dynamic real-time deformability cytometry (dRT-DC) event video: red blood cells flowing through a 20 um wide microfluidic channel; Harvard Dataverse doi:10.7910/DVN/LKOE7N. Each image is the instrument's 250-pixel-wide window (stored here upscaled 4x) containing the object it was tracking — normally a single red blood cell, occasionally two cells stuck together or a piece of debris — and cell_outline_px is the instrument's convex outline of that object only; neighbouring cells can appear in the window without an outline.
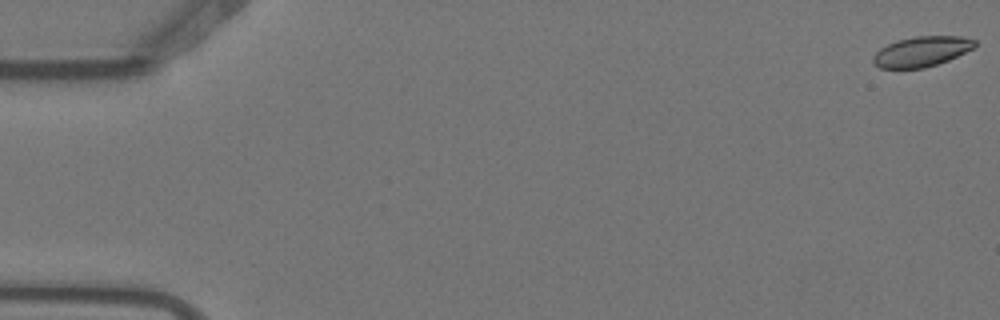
{"species": "Egyptian fruit bat (a non-hibernating species)", "species_latin": "Rousettus aegyptiacus", "temperature_condition": "warm", "stored_images_in_passage": 7, "camera_frame_rate_fps": 3000, "um_per_image_px": 0.085, "animal": {"sex": "female"}, "frame": {"image": 1, "passage_image": 1, "time_ms": 0.0, "image_size_px": [1000, 320], "cell_outline_px": [[976, 48], [948, 60], [924, 68], [880, 68], [872, 60], [872, 56], [880, 48], [896, 40], [916, 36], [960, 36], [976, 40]], "centroid_in_image_um": [78.36, 4.37], "position_along_channel_um": 6.6, "area_um2": 17.92}}
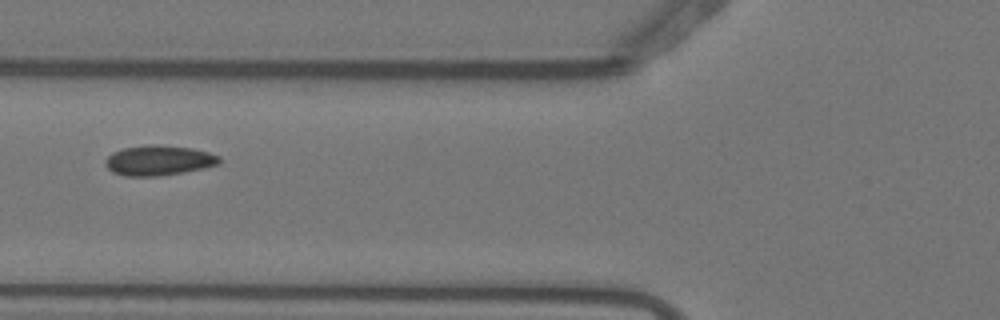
{"frame": {"image": 2, "passage_image": 7, "time_ms": 2.0, "image_size_px": [1000, 320], "cell_outline_px": [[220, 164], [204, 168], [184, 172], [156, 176], [124, 176], [112, 172], [104, 164], [104, 160], [112, 152], [124, 148], [148, 144], [156, 144], [192, 148], [208, 152], [220, 156]], "centroid_in_image_um": [13.48, 13.63], "position_along_channel_um": 112.3, "area_um2": 20.11}}